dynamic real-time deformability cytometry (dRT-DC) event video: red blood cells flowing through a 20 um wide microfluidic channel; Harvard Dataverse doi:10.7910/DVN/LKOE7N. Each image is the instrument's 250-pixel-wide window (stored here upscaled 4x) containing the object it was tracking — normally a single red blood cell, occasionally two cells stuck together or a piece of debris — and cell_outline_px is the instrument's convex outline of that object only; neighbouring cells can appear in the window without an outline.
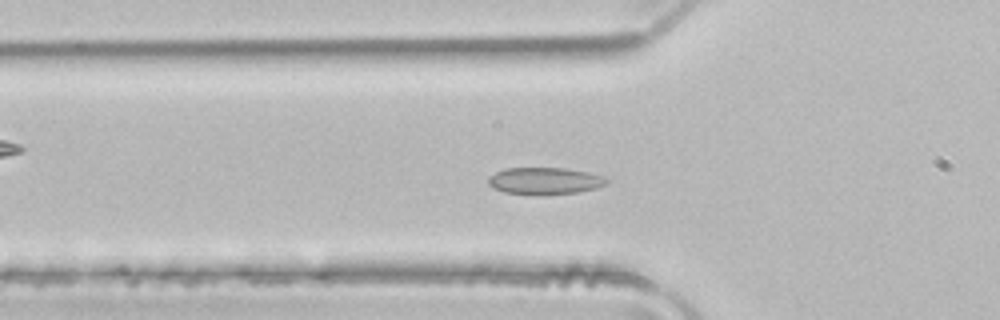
{"species": "common noctule bat (a hibernating species)", "species_latin": "Nyctalus noctula", "temperature_condition": "room temperature", "stored_images_in_passage": 50, "camera_frame_rate_fps": 3000, "um_per_image_px": 0.085, "animal": {"sex": "male", "body_mass_g": 21.5, "forearm_length_mm": 52.0}, "frame": {"image": 1, "passage_image": 16, "time_ms": 5.0, "image_size_px": [1000, 320], "cell_outline_px": [[608, 184], [596, 188], [580, 192], [536, 196], [532, 196], [504, 192], [492, 188], [488, 184], [488, 176], [504, 168], [564, 168], [588, 172], [604, 176], [608, 180]], "centroid_in_image_um": [46.29, 15.39], "position_along_channel_um": 79.5, "area_um2": 19.07}}
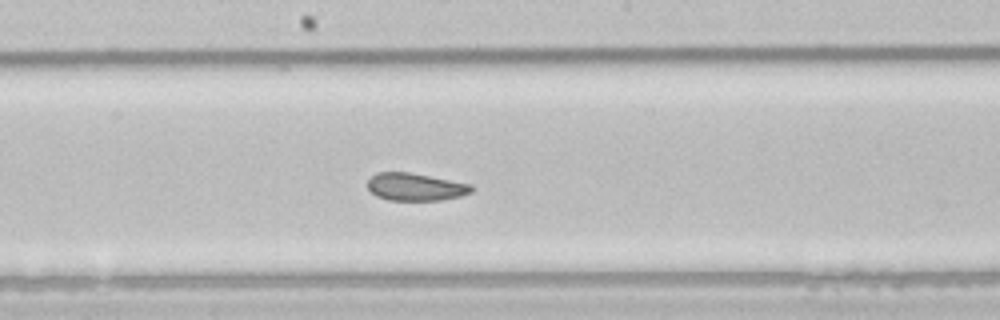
{"frame": {"image": 2, "passage_image": 26, "time_ms": 8.333, "image_size_px": [1000, 320], "cell_outline_px": [[476, 188], [472, 192], [460, 196], [440, 200], [388, 200], [376, 196], [368, 188], [368, 180], [376, 172], [408, 172], [472, 184]], "centroid_in_image_um": [35.33, 15.88], "position_along_channel_um": 212.9, "area_um2": 16.7}}
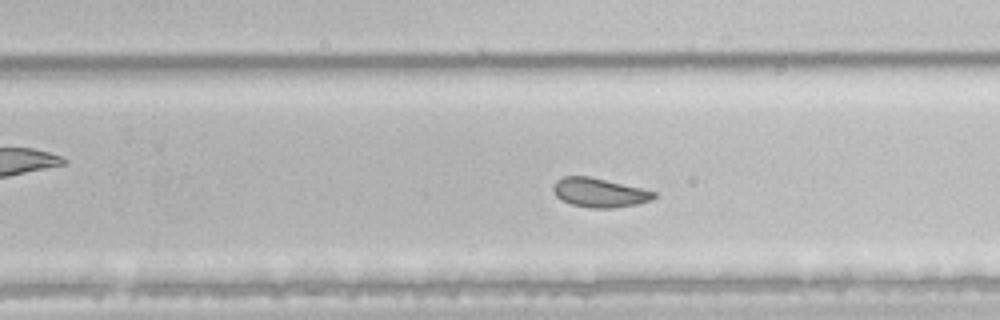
{"frame": {"image": 3, "passage_image": 31, "time_ms": 10.0, "image_size_px": [1000, 320], "cell_outline_px": [[656, 196], [652, 200], [636, 204], [612, 208], [592, 208], [572, 204], [560, 200], [556, 196], [552, 188], [552, 184], [556, 180], [564, 176], [588, 176], [640, 188], [656, 192]], "centroid_in_image_um": [50.9, 16.37], "position_along_channel_um": 278.9, "area_um2": 16.99}, "authors_computed_cell_mechanics": {"area_um2": 19.2185, "velocity_mm_per_s": 3.9778, "shape_relaxation_time_tau1_ms": null, "shape_relaxation_time_tau2_ms": 1.0735, "deformation_change_tau1": null, "deformation_change_tau2": 0.0574}}